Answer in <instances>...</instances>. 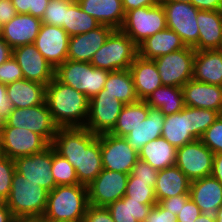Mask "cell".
I'll use <instances>...</instances> for the list:
<instances>
[{
	"mask_svg": "<svg viewBox=\"0 0 222 222\" xmlns=\"http://www.w3.org/2000/svg\"><path fill=\"white\" fill-rule=\"evenodd\" d=\"M184 104L200 109L222 111V86L199 82L194 79L183 87Z\"/></svg>",
	"mask_w": 222,
	"mask_h": 222,
	"instance_id": "obj_21",
	"label": "cell"
},
{
	"mask_svg": "<svg viewBox=\"0 0 222 222\" xmlns=\"http://www.w3.org/2000/svg\"><path fill=\"white\" fill-rule=\"evenodd\" d=\"M201 142L214 154L222 153V118L219 117L201 136Z\"/></svg>",
	"mask_w": 222,
	"mask_h": 222,
	"instance_id": "obj_43",
	"label": "cell"
},
{
	"mask_svg": "<svg viewBox=\"0 0 222 222\" xmlns=\"http://www.w3.org/2000/svg\"><path fill=\"white\" fill-rule=\"evenodd\" d=\"M166 14L167 28L176 32L186 46L193 47L198 42V10L190 3L161 1Z\"/></svg>",
	"mask_w": 222,
	"mask_h": 222,
	"instance_id": "obj_11",
	"label": "cell"
},
{
	"mask_svg": "<svg viewBox=\"0 0 222 222\" xmlns=\"http://www.w3.org/2000/svg\"><path fill=\"white\" fill-rule=\"evenodd\" d=\"M24 79L20 66L13 55L0 65V82L8 85Z\"/></svg>",
	"mask_w": 222,
	"mask_h": 222,
	"instance_id": "obj_44",
	"label": "cell"
},
{
	"mask_svg": "<svg viewBox=\"0 0 222 222\" xmlns=\"http://www.w3.org/2000/svg\"><path fill=\"white\" fill-rule=\"evenodd\" d=\"M124 12H128L139 7H149L158 5L161 0H121Z\"/></svg>",
	"mask_w": 222,
	"mask_h": 222,
	"instance_id": "obj_52",
	"label": "cell"
},
{
	"mask_svg": "<svg viewBox=\"0 0 222 222\" xmlns=\"http://www.w3.org/2000/svg\"><path fill=\"white\" fill-rule=\"evenodd\" d=\"M13 57L21 68L24 79L48 85L54 78L55 68L37 50L34 44L13 49Z\"/></svg>",
	"mask_w": 222,
	"mask_h": 222,
	"instance_id": "obj_17",
	"label": "cell"
},
{
	"mask_svg": "<svg viewBox=\"0 0 222 222\" xmlns=\"http://www.w3.org/2000/svg\"><path fill=\"white\" fill-rule=\"evenodd\" d=\"M195 49L187 46L154 59L162 85L183 87L192 79Z\"/></svg>",
	"mask_w": 222,
	"mask_h": 222,
	"instance_id": "obj_9",
	"label": "cell"
},
{
	"mask_svg": "<svg viewBox=\"0 0 222 222\" xmlns=\"http://www.w3.org/2000/svg\"><path fill=\"white\" fill-rule=\"evenodd\" d=\"M42 21L31 14H17L1 27L2 39L12 48L34 44Z\"/></svg>",
	"mask_w": 222,
	"mask_h": 222,
	"instance_id": "obj_19",
	"label": "cell"
},
{
	"mask_svg": "<svg viewBox=\"0 0 222 222\" xmlns=\"http://www.w3.org/2000/svg\"><path fill=\"white\" fill-rule=\"evenodd\" d=\"M13 55V49L2 39L0 35V65Z\"/></svg>",
	"mask_w": 222,
	"mask_h": 222,
	"instance_id": "obj_56",
	"label": "cell"
},
{
	"mask_svg": "<svg viewBox=\"0 0 222 222\" xmlns=\"http://www.w3.org/2000/svg\"><path fill=\"white\" fill-rule=\"evenodd\" d=\"M155 204H142L127 196L109 204V210L114 222H144Z\"/></svg>",
	"mask_w": 222,
	"mask_h": 222,
	"instance_id": "obj_35",
	"label": "cell"
},
{
	"mask_svg": "<svg viewBox=\"0 0 222 222\" xmlns=\"http://www.w3.org/2000/svg\"><path fill=\"white\" fill-rule=\"evenodd\" d=\"M166 28V14L159 3L156 6L139 7L126 12L120 30L139 46L147 38Z\"/></svg>",
	"mask_w": 222,
	"mask_h": 222,
	"instance_id": "obj_7",
	"label": "cell"
},
{
	"mask_svg": "<svg viewBox=\"0 0 222 222\" xmlns=\"http://www.w3.org/2000/svg\"><path fill=\"white\" fill-rule=\"evenodd\" d=\"M17 15L12 0H0V26L8 23Z\"/></svg>",
	"mask_w": 222,
	"mask_h": 222,
	"instance_id": "obj_51",
	"label": "cell"
},
{
	"mask_svg": "<svg viewBox=\"0 0 222 222\" xmlns=\"http://www.w3.org/2000/svg\"><path fill=\"white\" fill-rule=\"evenodd\" d=\"M100 151L104 169L130 174L139 160V154L125 137L111 133L100 134Z\"/></svg>",
	"mask_w": 222,
	"mask_h": 222,
	"instance_id": "obj_10",
	"label": "cell"
},
{
	"mask_svg": "<svg viewBox=\"0 0 222 222\" xmlns=\"http://www.w3.org/2000/svg\"><path fill=\"white\" fill-rule=\"evenodd\" d=\"M50 0H32L30 7V14L37 18H42L46 7L48 6Z\"/></svg>",
	"mask_w": 222,
	"mask_h": 222,
	"instance_id": "obj_54",
	"label": "cell"
},
{
	"mask_svg": "<svg viewBox=\"0 0 222 222\" xmlns=\"http://www.w3.org/2000/svg\"><path fill=\"white\" fill-rule=\"evenodd\" d=\"M51 173L57 186L79 184L75 168L54 148Z\"/></svg>",
	"mask_w": 222,
	"mask_h": 222,
	"instance_id": "obj_39",
	"label": "cell"
},
{
	"mask_svg": "<svg viewBox=\"0 0 222 222\" xmlns=\"http://www.w3.org/2000/svg\"><path fill=\"white\" fill-rule=\"evenodd\" d=\"M51 145L75 168L79 184L88 186L103 169L100 135L85 127H59Z\"/></svg>",
	"mask_w": 222,
	"mask_h": 222,
	"instance_id": "obj_1",
	"label": "cell"
},
{
	"mask_svg": "<svg viewBox=\"0 0 222 222\" xmlns=\"http://www.w3.org/2000/svg\"><path fill=\"white\" fill-rule=\"evenodd\" d=\"M113 30L110 26L100 25L94 30L70 37L67 59L90 62Z\"/></svg>",
	"mask_w": 222,
	"mask_h": 222,
	"instance_id": "obj_20",
	"label": "cell"
},
{
	"mask_svg": "<svg viewBox=\"0 0 222 222\" xmlns=\"http://www.w3.org/2000/svg\"><path fill=\"white\" fill-rule=\"evenodd\" d=\"M2 156V153H1V144H0V157Z\"/></svg>",
	"mask_w": 222,
	"mask_h": 222,
	"instance_id": "obj_63",
	"label": "cell"
},
{
	"mask_svg": "<svg viewBox=\"0 0 222 222\" xmlns=\"http://www.w3.org/2000/svg\"><path fill=\"white\" fill-rule=\"evenodd\" d=\"M139 100L145 101L157 88L162 86L161 77L154 60L135 58L129 68Z\"/></svg>",
	"mask_w": 222,
	"mask_h": 222,
	"instance_id": "obj_23",
	"label": "cell"
},
{
	"mask_svg": "<svg viewBox=\"0 0 222 222\" xmlns=\"http://www.w3.org/2000/svg\"><path fill=\"white\" fill-rule=\"evenodd\" d=\"M214 215L216 222H222V205L218 208Z\"/></svg>",
	"mask_w": 222,
	"mask_h": 222,
	"instance_id": "obj_60",
	"label": "cell"
},
{
	"mask_svg": "<svg viewBox=\"0 0 222 222\" xmlns=\"http://www.w3.org/2000/svg\"><path fill=\"white\" fill-rule=\"evenodd\" d=\"M16 219L12 215L11 210L5 202H0V222H15Z\"/></svg>",
	"mask_w": 222,
	"mask_h": 222,
	"instance_id": "obj_58",
	"label": "cell"
},
{
	"mask_svg": "<svg viewBox=\"0 0 222 222\" xmlns=\"http://www.w3.org/2000/svg\"><path fill=\"white\" fill-rule=\"evenodd\" d=\"M83 222H114L106 207L88 205Z\"/></svg>",
	"mask_w": 222,
	"mask_h": 222,
	"instance_id": "obj_46",
	"label": "cell"
},
{
	"mask_svg": "<svg viewBox=\"0 0 222 222\" xmlns=\"http://www.w3.org/2000/svg\"><path fill=\"white\" fill-rule=\"evenodd\" d=\"M48 191L14 172L11 192L5 201L16 220H41L47 207Z\"/></svg>",
	"mask_w": 222,
	"mask_h": 222,
	"instance_id": "obj_4",
	"label": "cell"
},
{
	"mask_svg": "<svg viewBox=\"0 0 222 222\" xmlns=\"http://www.w3.org/2000/svg\"><path fill=\"white\" fill-rule=\"evenodd\" d=\"M161 136L176 148L196 140L191 135L189 106H185L180 112L165 116Z\"/></svg>",
	"mask_w": 222,
	"mask_h": 222,
	"instance_id": "obj_31",
	"label": "cell"
},
{
	"mask_svg": "<svg viewBox=\"0 0 222 222\" xmlns=\"http://www.w3.org/2000/svg\"><path fill=\"white\" fill-rule=\"evenodd\" d=\"M72 1L68 0H50L43 17L42 23L63 28V22L66 16V7Z\"/></svg>",
	"mask_w": 222,
	"mask_h": 222,
	"instance_id": "obj_41",
	"label": "cell"
},
{
	"mask_svg": "<svg viewBox=\"0 0 222 222\" xmlns=\"http://www.w3.org/2000/svg\"><path fill=\"white\" fill-rule=\"evenodd\" d=\"M109 71L95 68L90 62L67 59L55 68L54 77L65 85L82 92L90 100L104 89Z\"/></svg>",
	"mask_w": 222,
	"mask_h": 222,
	"instance_id": "obj_5",
	"label": "cell"
},
{
	"mask_svg": "<svg viewBox=\"0 0 222 222\" xmlns=\"http://www.w3.org/2000/svg\"><path fill=\"white\" fill-rule=\"evenodd\" d=\"M130 174L134 177H137V180L156 181L158 170L152 168L147 162L139 159L133 166L132 172Z\"/></svg>",
	"mask_w": 222,
	"mask_h": 222,
	"instance_id": "obj_45",
	"label": "cell"
},
{
	"mask_svg": "<svg viewBox=\"0 0 222 222\" xmlns=\"http://www.w3.org/2000/svg\"><path fill=\"white\" fill-rule=\"evenodd\" d=\"M190 198V194L177 195L174 197H168L159 201L158 203L166 210L177 215L180 213L182 206L185 205L186 201Z\"/></svg>",
	"mask_w": 222,
	"mask_h": 222,
	"instance_id": "obj_49",
	"label": "cell"
},
{
	"mask_svg": "<svg viewBox=\"0 0 222 222\" xmlns=\"http://www.w3.org/2000/svg\"><path fill=\"white\" fill-rule=\"evenodd\" d=\"M198 42L193 46L197 51L221 49L222 11L198 10Z\"/></svg>",
	"mask_w": 222,
	"mask_h": 222,
	"instance_id": "obj_24",
	"label": "cell"
},
{
	"mask_svg": "<svg viewBox=\"0 0 222 222\" xmlns=\"http://www.w3.org/2000/svg\"><path fill=\"white\" fill-rule=\"evenodd\" d=\"M0 127L27 129L41 135L49 144H52L59 128L46 102L29 108H14Z\"/></svg>",
	"mask_w": 222,
	"mask_h": 222,
	"instance_id": "obj_8",
	"label": "cell"
},
{
	"mask_svg": "<svg viewBox=\"0 0 222 222\" xmlns=\"http://www.w3.org/2000/svg\"><path fill=\"white\" fill-rule=\"evenodd\" d=\"M148 113L149 106L145 101L139 100L136 103L124 105L114 128L109 133L125 137L147 118Z\"/></svg>",
	"mask_w": 222,
	"mask_h": 222,
	"instance_id": "obj_36",
	"label": "cell"
},
{
	"mask_svg": "<svg viewBox=\"0 0 222 222\" xmlns=\"http://www.w3.org/2000/svg\"><path fill=\"white\" fill-rule=\"evenodd\" d=\"M129 174L102 169L87 186L88 203L96 207H107L126 194Z\"/></svg>",
	"mask_w": 222,
	"mask_h": 222,
	"instance_id": "obj_15",
	"label": "cell"
},
{
	"mask_svg": "<svg viewBox=\"0 0 222 222\" xmlns=\"http://www.w3.org/2000/svg\"><path fill=\"white\" fill-rule=\"evenodd\" d=\"M45 102L59 127H85L89 114V99L55 77L46 86Z\"/></svg>",
	"mask_w": 222,
	"mask_h": 222,
	"instance_id": "obj_2",
	"label": "cell"
},
{
	"mask_svg": "<svg viewBox=\"0 0 222 222\" xmlns=\"http://www.w3.org/2000/svg\"><path fill=\"white\" fill-rule=\"evenodd\" d=\"M194 222H216L214 214L201 213Z\"/></svg>",
	"mask_w": 222,
	"mask_h": 222,
	"instance_id": "obj_59",
	"label": "cell"
},
{
	"mask_svg": "<svg viewBox=\"0 0 222 222\" xmlns=\"http://www.w3.org/2000/svg\"><path fill=\"white\" fill-rule=\"evenodd\" d=\"M161 1L184 2V3H190V4L192 2V0H161Z\"/></svg>",
	"mask_w": 222,
	"mask_h": 222,
	"instance_id": "obj_61",
	"label": "cell"
},
{
	"mask_svg": "<svg viewBox=\"0 0 222 222\" xmlns=\"http://www.w3.org/2000/svg\"><path fill=\"white\" fill-rule=\"evenodd\" d=\"M201 214L200 208L189 198L176 215L177 222H194Z\"/></svg>",
	"mask_w": 222,
	"mask_h": 222,
	"instance_id": "obj_48",
	"label": "cell"
},
{
	"mask_svg": "<svg viewBox=\"0 0 222 222\" xmlns=\"http://www.w3.org/2000/svg\"><path fill=\"white\" fill-rule=\"evenodd\" d=\"M125 104L103 89L89 100V114L85 124L90 132L100 135L109 133L115 126Z\"/></svg>",
	"mask_w": 222,
	"mask_h": 222,
	"instance_id": "obj_14",
	"label": "cell"
},
{
	"mask_svg": "<svg viewBox=\"0 0 222 222\" xmlns=\"http://www.w3.org/2000/svg\"><path fill=\"white\" fill-rule=\"evenodd\" d=\"M52 160L53 146L50 144L39 153L15 158V171L51 192L57 186L51 173Z\"/></svg>",
	"mask_w": 222,
	"mask_h": 222,
	"instance_id": "obj_16",
	"label": "cell"
},
{
	"mask_svg": "<svg viewBox=\"0 0 222 222\" xmlns=\"http://www.w3.org/2000/svg\"><path fill=\"white\" fill-rule=\"evenodd\" d=\"M155 184L156 181L137 180V177L129 174L125 196L142 204H156Z\"/></svg>",
	"mask_w": 222,
	"mask_h": 222,
	"instance_id": "obj_38",
	"label": "cell"
},
{
	"mask_svg": "<svg viewBox=\"0 0 222 222\" xmlns=\"http://www.w3.org/2000/svg\"><path fill=\"white\" fill-rule=\"evenodd\" d=\"M165 115L158 108L149 107L147 118L125 136L128 144L137 152L152 140L161 137Z\"/></svg>",
	"mask_w": 222,
	"mask_h": 222,
	"instance_id": "obj_29",
	"label": "cell"
},
{
	"mask_svg": "<svg viewBox=\"0 0 222 222\" xmlns=\"http://www.w3.org/2000/svg\"><path fill=\"white\" fill-rule=\"evenodd\" d=\"M15 222H41V220H16Z\"/></svg>",
	"mask_w": 222,
	"mask_h": 222,
	"instance_id": "obj_62",
	"label": "cell"
},
{
	"mask_svg": "<svg viewBox=\"0 0 222 222\" xmlns=\"http://www.w3.org/2000/svg\"><path fill=\"white\" fill-rule=\"evenodd\" d=\"M191 4L199 10L222 11V0H192Z\"/></svg>",
	"mask_w": 222,
	"mask_h": 222,
	"instance_id": "obj_53",
	"label": "cell"
},
{
	"mask_svg": "<svg viewBox=\"0 0 222 222\" xmlns=\"http://www.w3.org/2000/svg\"><path fill=\"white\" fill-rule=\"evenodd\" d=\"M46 86L26 79L6 85L9 101L14 108H29L45 103Z\"/></svg>",
	"mask_w": 222,
	"mask_h": 222,
	"instance_id": "obj_28",
	"label": "cell"
},
{
	"mask_svg": "<svg viewBox=\"0 0 222 222\" xmlns=\"http://www.w3.org/2000/svg\"><path fill=\"white\" fill-rule=\"evenodd\" d=\"M214 153L200 139L177 148L175 165L192 182L211 176Z\"/></svg>",
	"mask_w": 222,
	"mask_h": 222,
	"instance_id": "obj_13",
	"label": "cell"
},
{
	"mask_svg": "<svg viewBox=\"0 0 222 222\" xmlns=\"http://www.w3.org/2000/svg\"><path fill=\"white\" fill-rule=\"evenodd\" d=\"M189 194L201 213L215 214L222 205V184L212 176L192 181Z\"/></svg>",
	"mask_w": 222,
	"mask_h": 222,
	"instance_id": "obj_22",
	"label": "cell"
},
{
	"mask_svg": "<svg viewBox=\"0 0 222 222\" xmlns=\"http://www.w3.org/2000/svg\"><path fill=\"white\" fill-rule=\"evenodd\" d=\"M88 205L87 186H56L48 192L47 207L41 222H83Z\"/></svg>",
	"mask_w": 222,
	"mask_h": 222,
	"instance_id": "obj_3",
	"label": "cell"
},
{
	"mask_svg": "<svg viewBox=\"0 0 222 222\" xmlns=\"http://www.w3.org/2000/svg\"><path fill=\"white\" fill-rule=\"evenodd\" d=\"M70 36L59 26L42 23L34 41L37 50L56 68L67 60Z\"/></svg>",
	"mask_w": 222,
	"mask_h": 222,
	"instance_id": "obj_18",
	"label": "cell"
},
{
	"mask_svg": "<svg viewBox=\"0 0 222 222\" xmlns=\"http://www.w3.org/2000/svg\"><path fill=\"white\" fill-rule=\"evenodd\" d=\"M144 222H177L176 215L156 203L150 210Z\"/></svg>",
	"mask_w": 222,
	"mask_h": 222,
	"instance_id": "obj_47",
	"label": "cell"
},
{
	"mask_svg": "<svg viewBox=\"0 0 222 222\" xmlns=\"http://www.w3.org/2000/svg\"><path fill=\"white\" fill-rule=\"evenodd\" d=\"M15 172L14 159L0 157V202H5L11 192L12 179Z\"/></svg>",
	"mask_w": 222,
	"mask_h": 222,
	"instance_id": "obj_42",
	"label": "cell"
},
{
	"mask_svg": "<svg viewBox=\"0 0 222 222\" xmlns=\"http://www.w3.org/2000/svg\"><path fill=\"white\" fill-rule=\"evenodd\" d=\"M100 25L95 18L81 9L77 1L71 2L66 7L63 29L70 37L94 30Z\"/></svg>",
	"mask_w": 222,
	"mask_h": 222,
	"instance_id": "obj_37",
	"label": "cell"
},
{
	"mask_svg": "<svg viewBox=\"0 0 222 222\" xmlns=\"http://www.w3.org/2000/svg\"><path fill=\"white\" fill-rule=\"evenodd\" d=\"M145 102L149 107L158 108L165 115L180 112L184 107V94L181 87L162 85Z\"/></svg>",
	"mask_w": 222,
	"mask_h": 222,
	"instance_id": "obj_34",
	"label": "cell"
},
{
	"mask_svg": "<svg viewBox=\"0 0 222 222\" xmlns=\"http://www.w3.org/2000/svg\"><path fill=\"white\" fill-rule=\"evenodd\" d=\"M83 11L95 18L101 25L120 29L125 12L121 0H76Z\"/></svg>",
	"mask_w": 222,
	"mask_h": 222,
	"instance_id": "obj_26",
	"label": "cell"
},
{
	"mask_svg": "<svg viewBox=\"0 0 222 222\" xmlns=\"http://www.w3.org/2000/svg\"><path fill=\"white\" fill-rule=\"evenodd\" d=\"M13 109L14 106L7 97L6 85L0 82V125L5 123Z\"/></svg>",
	"mask_w": 222,
	"mask_h": 222,
	"instance_id": "obj_50",
	"label": "cell"
},
{
	"mask_svg": "<svg viewBox=\"0 0 222 222\" xmlns=\"http://www.w3.org/2000/svg\"><path fill=\"white\" fill-rule=\"evenodd\" d=\"M2 156L15 159L46 149L50 144L39 134L27 129L0 127Z\"/></svg>",
	"mask_w": 222,
	"mask_h": 222,
	"instance_id": "obj_12",
	"label": "cell"
},
{
	"mask_svg": "<svg viewBox=\"0 0 222 222\" xmlns=\"http://www.w3.org/2000/svg\"><path fill=\"white\" fill-rule=\"evenodd\" d=\"M138 56V46L120 29H114L90 63L109 72L128 70Z\"/></svg>",
	"mask_w": 222,
	"mask_h": 222,
	"instance_id": "obj_6",
	"label": "cell"
},
{
	"mask_svg": "<svg viewBox=\"0 0 222 222\" xmlns=\"http://www.w3.org/2000/svg\"><path fill=\"white\" fill-rule=\"evenodd\" d=\"M138 154L139 159L147 162L152 168L163 170L175 165L177 148L161 136L144 145Z\"/></svg>",
	"mask_w": 222,
	"mask_h": 222,
	"instance_id": "obj_32",
	"label": "cell"
},
{
	"mask_svg": "<svg viewBox=\"0 0 222 222\" xmlns=\"http://www.w3.org/2000/svg\"><path fill=\"white\" fill-rule=\"evenodd\" d=\"M103 93L111 94L125 105L139 101L129 69L109 72Z\"/></svg>",
	"mask_w": 222,
	"mask_h": 222,
	"instance_id": "obj_33",
	"label": "cell"
},
{
	"mask_svg": "<svg viewBox=\"0 0 222 222\" xmlns=\"http://www.w3.org/2000/svg\"><path fill=\"white\" fill-rule=\"evenodd\" d=\"M191 181L176 166L158 170L154 187L157 203L168 197L189 194Z\"/></svg>",
	"mask_w": 222,
	"mask_h": 222,
	"instance_id": "obj_30",
	"label": "cell"
},
{
	"mask_svg": "<svg viewBox=\"0 0 222 222\" xmlns=\"http://www.w3.org/2000/svg\"><path fill=\"white\" fill-rule=\"evenodd\" d=\"M211 176L222 184V153L214 154Z\"/></svg>",
	"mask_w": 222,
	"mask_h": 222,
	"instance_id": "obj_55",
	"label": "cell"
},
{
	"mask_svg": "<svg viewBox=\"0 0 222 222\" xmlns=\"http://www.w3.org/2000/svg\"><path fill=\"white\" fill-rule=\"evenodd\" d=\"M191 135L200 139L203 133L220 117L215 110L200 109L189 106Z\"/></svg>",
	"mask_w": 222,
	"mask_h": 222,
	"instance_id": "obj_40",
	"label": "cell"
},
{
	"mask_svg": "<svg viewBox=\"0 0 222 222\" xmlns=\"http://www.w3.org/2000/svg\"><path fill=\"white\" fill-rule=\"evenodd\" d=\"M32 0H12L17 14H30Z\"/></svg>",
	"mask_w": 222,
	"mask_h": 222,
	"instance_id": "obj_57",
	"label": "cell"
},
{
	"mask_svg": "<svg viewBox=\"0 0 222 222\" xmlns=\"http://www.w3.org/2000/svg\"><path fill=\"white\" fill-rule=\"evenodd\" d=\"M187 47L181 37L166 28L150 36L138 46V55L144 59L154 60L160 56Z\"/></svg>",
	"mask_w": 222,
	"mask_h": 222,
	"instance_id": "obj_27",
	"label": "cell"
},
{
	"mask_svg": "<svg viewBox=\"0 0 222 222\" xmlns=\"http://www.w3.org/2000/svg\"><path fill=\"white\" fill-rule=\"evenodd\" d=\"M192 79L222 86V50H195Z\"/></svg>",
	"mask_w": 222,
	"mask_h": 222,
	"instance_id": "obj_25",
	"label": "cell"
}]
</instances>
